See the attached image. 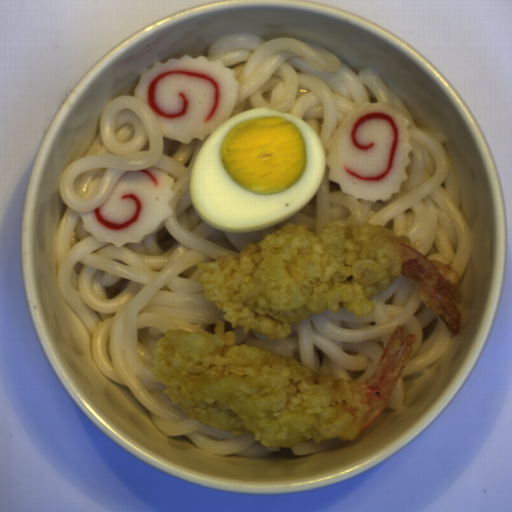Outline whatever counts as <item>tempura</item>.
Segmentation results:
<instances>
[{"instance_id":"8679c707","label":"tempura","mask_w":512,"mask_h":512,"mask_svg":"<svg viewBox=\"0 0 512 512\" xmlns=\"http://www.w3.org/2000/svg\"><path fill=\"white\" fill-rule=\"evenodd\" d=\"M191 278L230 323L285 339L312 314L341 307L354 317L375 312L370 297L396 278L418 283L419 299L455 337L463 331L461 276L419 251L411 237L381 224L331 219L318 234L291 222L248 243L237 256L196 262Z\"/></svg>"},{"instance_id":"d4f62c59","label":"tempura","mask_w":512,"mask_h":512,"mask_svg":"<svg viewBox=\"0 0 512 512\" xmlns=\"http://www.w3.org/2000/svg\"><path fill=\"white\" fill-rule=\"evenodd\" d=\"M416 336L396 326L368 381L334 378L287 355L238 344L225 322L213 332L168 330L151 375L188 418L269 448L339 438L352 442L386 408Z\"/></svg>"}]
</instances>
